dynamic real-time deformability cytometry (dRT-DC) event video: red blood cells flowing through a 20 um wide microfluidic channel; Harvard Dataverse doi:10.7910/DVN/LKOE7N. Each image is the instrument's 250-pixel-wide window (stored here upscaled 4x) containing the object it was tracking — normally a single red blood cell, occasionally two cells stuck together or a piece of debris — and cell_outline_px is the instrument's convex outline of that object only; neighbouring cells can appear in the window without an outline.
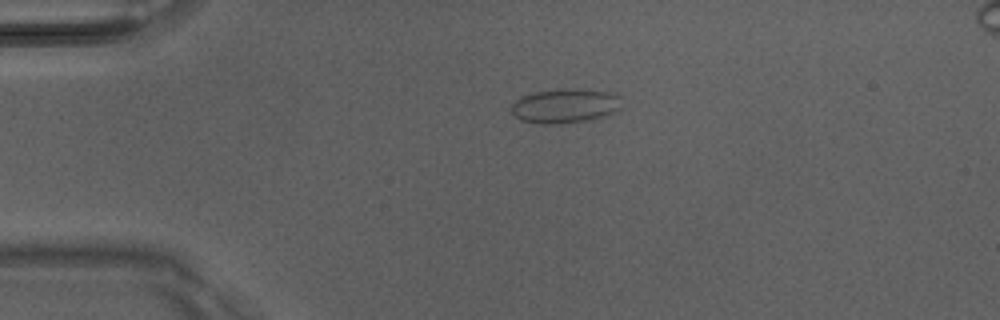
{"species": "Egyptian fruit bat (a non-hibernating species)", "species_latin": "Rousettus aegyptiacus", "temperature_condition": "room temperature", "stored_images_in_passage": 4, "camera_frame_rate_fps": 3000, "um_per_image_px": 0.085, "animal": {"sex": "male"}, "frame": {"image": 1, "passage_image": 2, "time_ms": 0.333, "image_size_px": [1000, 320], "cell_outline_px": [[620, 108], [616, 112], [604, 116], [588, 120], [560, 124], [540, 124], [520, 120], [512, 112], [512, 104], [516, 100], [532, 92], [568, 88], [572, 88], [616, 92], [620, 96]], "centroid_in_image_um": [48.07, 8.99], "position_along_channel_um": 36.9, "area_um2": 22.31}}